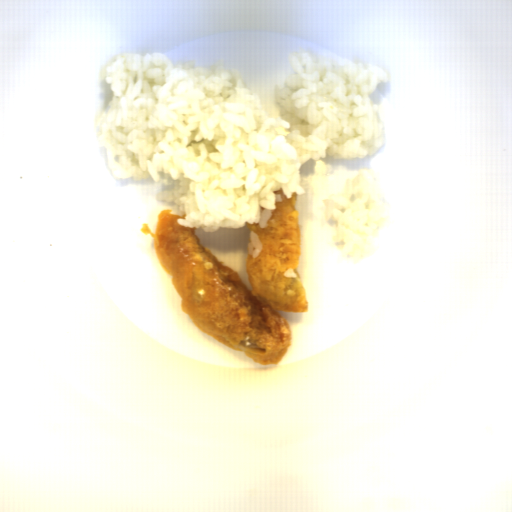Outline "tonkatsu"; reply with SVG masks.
<instances>
[{
    "label": "tonkatsu",
    "instance_id": "obj_1",
    "mask_svg": "<svg viewBox=\"0 0 512 512\" xmlns=\"http://www.w3.org/2000/svg\"><path fill=\"white\" fill-rule=\"evenodd\" d=\"M267 226L245 222L248 285L238 271L201 243L196 227L172 209L160 210L155 233L149 223L143 235L153 240L154 254L181 299V312L195 326L261 365L282 361L292 344L291 324L278 312H308L306 289L298 269L303 241L298 194L283 189Z\"/></svg>",
    "mask_w": 512,
    "mask_h": 512
}]
</instances>
